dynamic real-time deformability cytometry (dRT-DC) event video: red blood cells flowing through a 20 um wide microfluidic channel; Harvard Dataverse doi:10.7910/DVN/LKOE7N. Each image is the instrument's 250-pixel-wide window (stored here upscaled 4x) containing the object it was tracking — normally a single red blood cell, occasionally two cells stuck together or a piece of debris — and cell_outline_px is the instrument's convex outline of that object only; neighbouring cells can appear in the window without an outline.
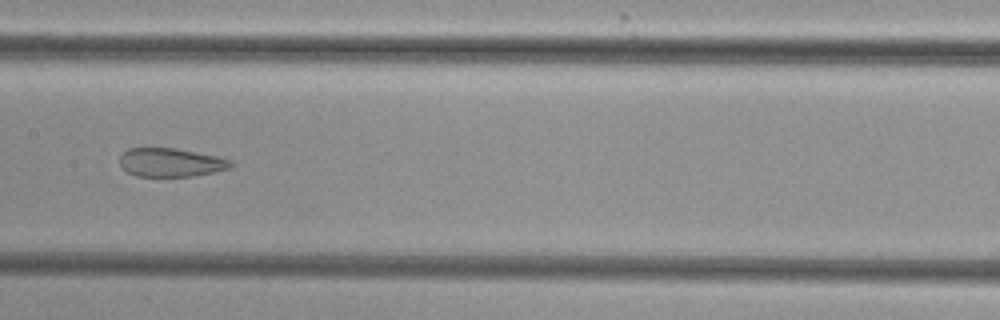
{"species": "common noctule bat (a hibernating species)", "species_latin": "Nyctalus noctula", "temperature_condition": "cold", "stored_images_in_passage": 7, "camera_frame_rate_fps": 3000, "um_per_image_px": 0.085, "animal": {"sex": "female", "body_mass_g": 29.2, "forearm_length_mm": 56.3}, "frame": {"image": 1, "passage_image": 7, "time_ms": 8.0, "image_size_px": [1000, 320], "cell_outline_px": [[232, 164], [228, 168], [212, 172], [192, 176], [136, 176], [128, 172], [120, 164], [120, 156], [128, 148], [176, 148], [216, 156], [232, 160]], "centroid_in_image_um": [14.49, 13.8], "position_along_channel_um": 192.9, "area_um2": 18.26}}